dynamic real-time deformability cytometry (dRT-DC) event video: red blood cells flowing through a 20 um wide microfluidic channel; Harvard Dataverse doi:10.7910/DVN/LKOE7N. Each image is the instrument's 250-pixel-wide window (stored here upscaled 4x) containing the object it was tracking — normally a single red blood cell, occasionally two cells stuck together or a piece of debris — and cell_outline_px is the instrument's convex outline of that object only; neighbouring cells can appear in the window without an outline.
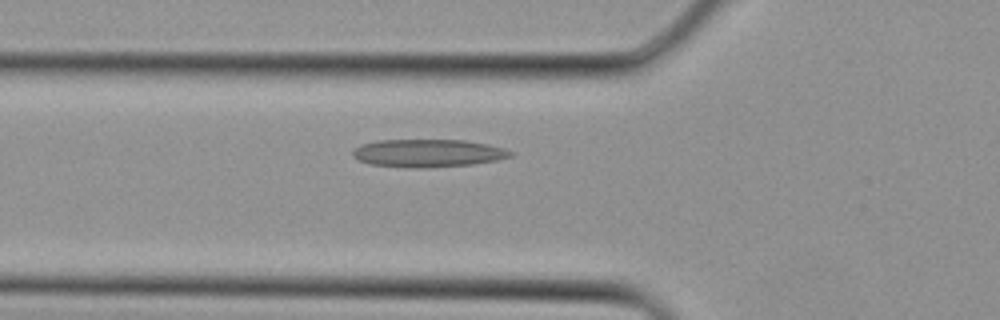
{"species": "Egyptian fruit bat (a non-hibernating species)", "species_latin": "Rousettus aegyptiacus", "temperature_condition": "cold", "stored_images_in_passage": 2, "camera_frame_rate_fps": 3000, "um_per_image_px": 0.085, "animal": {"sex": "female"}, "frame": {"image": 1, "passage_image": 2, "time_ms": 0.333, "image_size_px": [1000, 320], "cell_outline_px": [[512, 156], [496, 160], [472, 164], [428, 168], [416, 168], [368, 164], [352, 156], [352, 148], [360, 144], [376, 140], [464, 140], [488, 144], [504, 148], [512, 152]], "centroid_in_image_um": [36.33, 13.01], "position_along_channel_um": 89.5, "area_um2": 25.72}}